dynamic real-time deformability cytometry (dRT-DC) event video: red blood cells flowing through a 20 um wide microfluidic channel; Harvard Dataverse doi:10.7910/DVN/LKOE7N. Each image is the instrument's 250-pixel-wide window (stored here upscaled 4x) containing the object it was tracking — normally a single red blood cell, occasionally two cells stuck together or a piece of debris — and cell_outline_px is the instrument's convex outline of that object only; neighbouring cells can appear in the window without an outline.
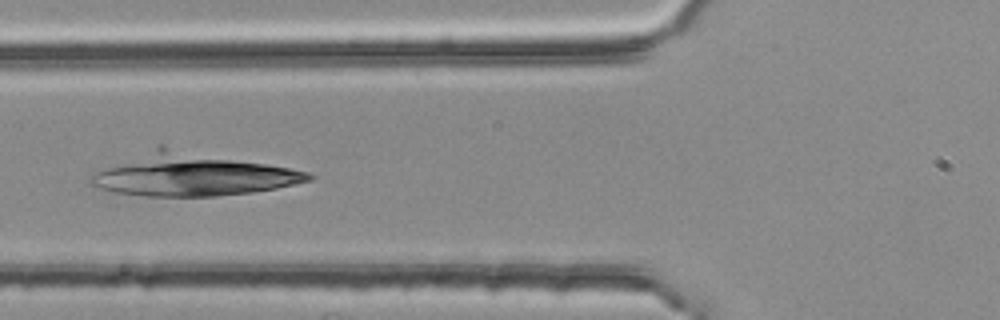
{"species": "common noctule bat (a hibernating species)", "species_latin": "Nyctalus noctula", "temperature_condition": "room temperature", "stored_images_in_passage": 5, "camera_frame_rate_fps": 3000, "um_per_image_px": 0.085, "animal": {"sex": "female", "body_mass_g": 25.1}, "frame": {"image": 1, "passage_image": 5, "time_ms": 1.333, "image_size_px": [1000, 320], "cell_outline_px": [[316, 176], [312, 180], [276, 188], [252, 192], [216, 196], [144, 196], [112, 192], [88, 184], [88, 176], [96, 172], [156, 144], [164, 144], [288, 168], [308, 172]], "centroid_in_image_um": [16.27, 14.81], "position_along_channel_um": 109.5, "area_um2": 54.56}}